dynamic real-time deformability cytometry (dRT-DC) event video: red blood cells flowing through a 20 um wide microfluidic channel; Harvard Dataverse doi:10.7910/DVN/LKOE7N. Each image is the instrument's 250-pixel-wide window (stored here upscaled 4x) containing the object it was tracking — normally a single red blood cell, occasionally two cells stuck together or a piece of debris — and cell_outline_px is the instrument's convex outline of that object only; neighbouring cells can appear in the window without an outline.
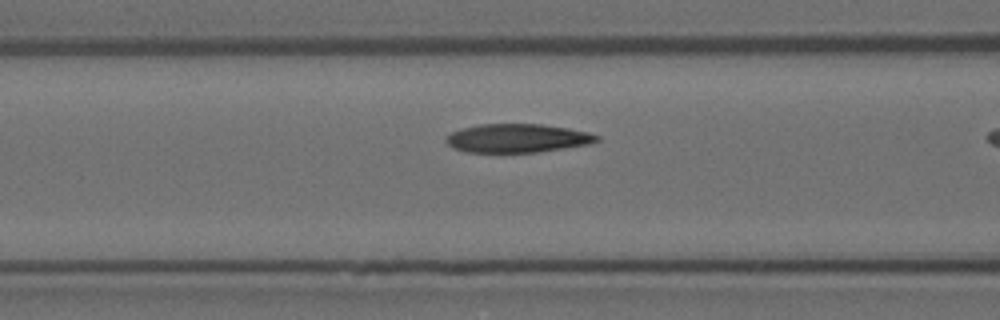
{"species": "Egyptian fruit bat (a non-hibernating species)", "species_latin": "Rousettus aegyptiacus", "temperature_condition": "room temperature", "stored_images_in_passage": 20, "camera_frame_rate_fps": 3000, "um_per_image_px": 0.085, "animal": {"sex": "female"}, "frame": {"image": 1, "passage_image": 18, "time_ms": 5.667, "image_size_px": [1000, 320], "cell_outline_px": [[600, 140], [588, 144], [564, 148], [536, 152], [464, 152], [452, 148], [444, 140], [444, 136], [460, 128], [480, 124], [540, 124], [568, 128], [588, 132], [600, 136]], "centroid_in_image_um": [43.92, 11.74], "position_along_channel_um": 122.7, "area_um2": 25.26}}